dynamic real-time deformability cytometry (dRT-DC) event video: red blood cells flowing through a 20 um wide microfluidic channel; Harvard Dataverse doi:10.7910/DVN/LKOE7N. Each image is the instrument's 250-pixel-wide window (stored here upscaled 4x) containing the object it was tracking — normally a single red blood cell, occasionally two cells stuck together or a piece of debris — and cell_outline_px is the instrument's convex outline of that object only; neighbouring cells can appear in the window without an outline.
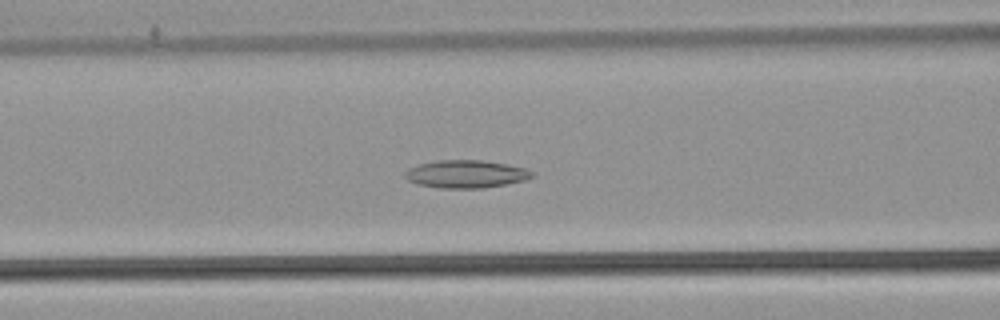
{"species": "common noctule bat (a hibernating species)", "species_latin": "Nyctalus noctula", "temperature_condition": "warm", "stored_images_in_passage": 36, "camera_frame_rate_fps": 3000, "um_per_image_px": 0.085, "animal": {"sex": "male", "body_mass_g": 21.5, "forearm_length_mm": 52.0}, "frame": {"image": 1, "passage_image": 5, "time_ms": 1.333, "image_size_px": [1000, 320], "cell_outline_px": [[536, 172], [528, 180], [484, 188], [440, 188], [420, 184], [408, 180], [404, 176], [404, 172], [408, 168], [420, 164], [436, 160], [480, 160], [508, 164], [524, 168]], "centroid_in_image_um": [39.64, 14.79], "position_along_channel_um": 127.0, "area_um2": 20.63}}
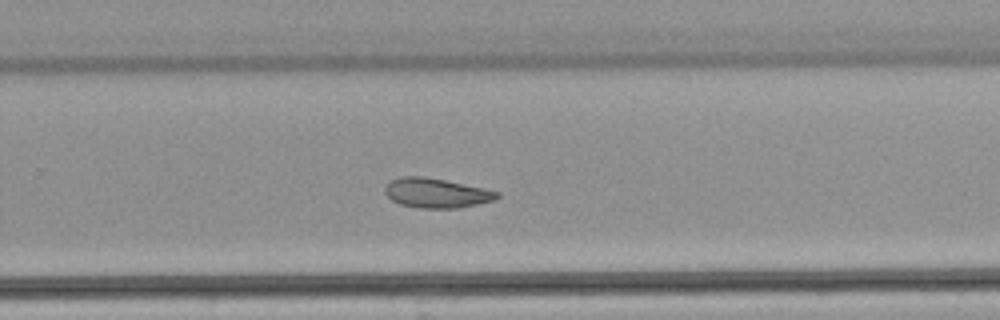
{"frame": {"image": 2, "passage_image": 18, "time_ms": 5.667, "image_size_px": [1000, 320], "cell_outline_px": [[500, 196], [492, 200], [476, 204], [456, 208], [420, 208], [400, 204], [392, 200], [384, 192], [384, 184], [400, 176], [424, 176], [484, 188], [500, 192]], "centroid_in_image_um": [37.04, 16.39], "position_along_channel_um": 292.8, "area_um2": 19.25}}
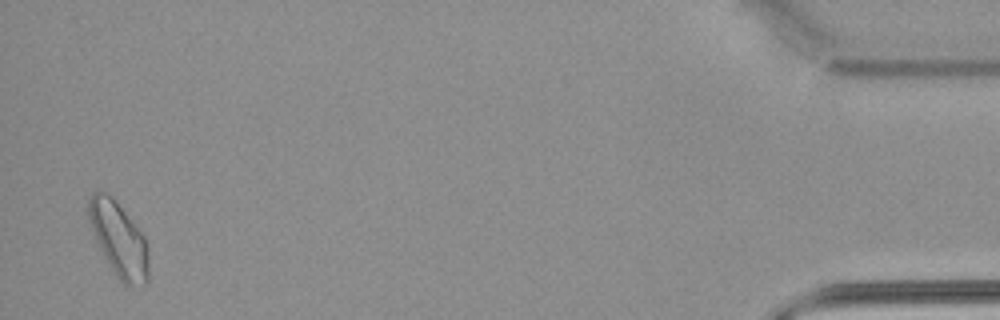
{"frame": {"image": 3, "passage_image": 35, "time_ms": 11.333, "image_size_px": [1000, 320], "cell_outline_px": [[148, 284], [124, 284], [116, 276], [108, 264], [96, 240], [88, 220], [88, 196], [92, 192], [100, 188], [108, 192], [112, 196], [144, 236], [148, 248]], "centroid_in_image_um": [10.07, 20.29], "position_along_channel_um": 425.1, "area_um2": 26.07}}